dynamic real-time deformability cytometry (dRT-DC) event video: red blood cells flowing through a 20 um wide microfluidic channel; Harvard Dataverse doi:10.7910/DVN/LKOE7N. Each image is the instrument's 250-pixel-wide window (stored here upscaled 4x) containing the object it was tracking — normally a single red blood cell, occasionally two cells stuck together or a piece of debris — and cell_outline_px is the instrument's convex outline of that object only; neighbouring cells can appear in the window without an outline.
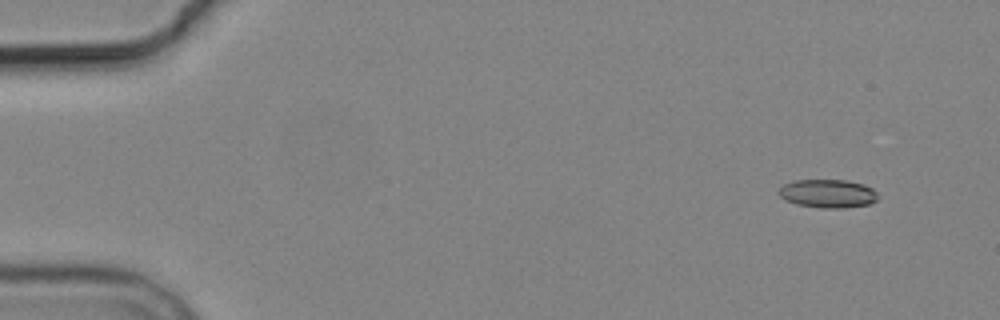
{"species": "common noctule bat (a hibernating species)", "species_latin": "Nyctalus noctula", "temperature_condition": "cold", "stored_images_in_passage": 6, "segment_of_instrument_passage": [2, 2], "camera_frame_rate_fps": 3000, "um_per_image_px": 0.085, "animal": {"sex": "male", "body_mass_g": 19.2, "forearm_length_mm": 51.8}, "frame": {"image": 1, "passage_image": 6, "time_ms": 6.667, "image_size_px": [1000, 320], "cell_outline_px": [[880, 196], [876, 200], [868, 204], [844, 208], [820, 208], [796, 204], [784, 200], [776, 192], [784, 184], [796, 180], [848, 180], [864, 184], [872, 188]], "centroid_in_image_um": [70.36, 16.45], "position_along_channel_um": 14.6, "area_um2": 16.59}}